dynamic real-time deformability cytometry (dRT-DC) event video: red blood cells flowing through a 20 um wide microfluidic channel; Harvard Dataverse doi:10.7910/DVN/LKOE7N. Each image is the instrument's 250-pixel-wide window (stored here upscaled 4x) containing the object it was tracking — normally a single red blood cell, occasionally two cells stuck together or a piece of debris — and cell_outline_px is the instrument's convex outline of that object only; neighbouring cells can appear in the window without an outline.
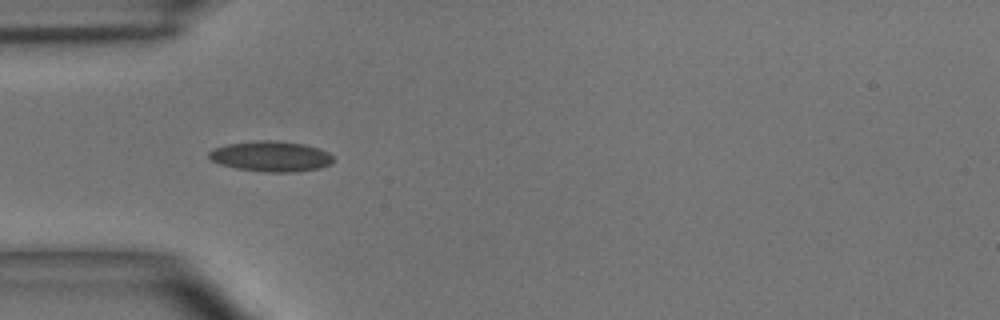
{"species": "common noctule bat (a hibernating species)", "species_latin": "Nyctalus noctula", "temperature_condition": "room temperature", "stored_images_in_passage": 4, "camera_frame_rate_fps": 3000, "um_per_image_px": 0.085, "animal": {"sex": "male", "body_mass_g": 15.6}, "frame": {"image": 1, "passage_image": 1, "time_ms": 0.0, "image_size_px": [1000, 320], "cell_outline_px": [[332, 160], [328, 164], [320, 168], [292, 172], [264, 172], [236, 168], [220, 164], [212, 160], [208, 156], [208, 152], [212, 148], [224, 144], [260, 140], [276, 140], [304, 144], [320, 148], [328, 152], [332, 156]], "centroid_in_image_um": [22.99, 13.28], "position_along_channel_um": 62.0, "area_um2": 22.14}}
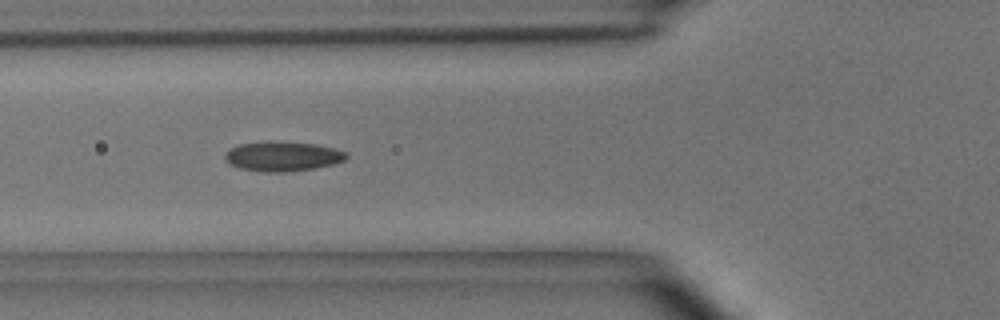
{"frame": {"image": 2, "passage_image": 2, "time_ms": 0.333, "image_size_px": [1000, 320], "cell_outline_px": [[348, 156], [344, 160], [332, 164], [312, 168], [284, 172], [260, 172], [240, 168], [228, 164], [224, 160], [224, 156], [232, 148], [240, 144], [316, 144], [336, 148], [348, 152]], "centroid_in_image_um": [24.05, 13.34], "position_along_channel_um": 101.8, "area_um2": 20.06}}